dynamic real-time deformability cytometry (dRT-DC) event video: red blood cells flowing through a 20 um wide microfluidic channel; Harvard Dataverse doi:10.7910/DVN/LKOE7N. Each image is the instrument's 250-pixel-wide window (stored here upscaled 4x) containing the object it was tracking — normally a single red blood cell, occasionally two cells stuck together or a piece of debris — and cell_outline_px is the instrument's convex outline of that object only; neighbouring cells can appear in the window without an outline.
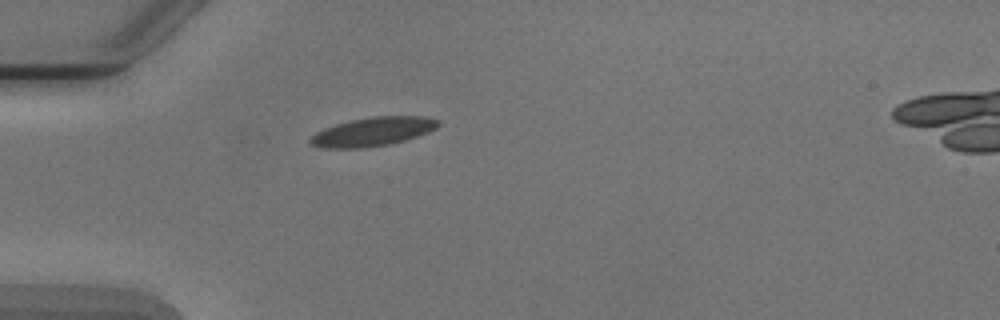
{"species": "Egyptian fruit bat (a non-hibernating species)", "species_latin": "Rousettus aegyptiacus", "temperature_condition": "cold", "stored_images_in_passage": 1, "camera_frame_rate_fps": 3000, "um_per_image_px": 0.085, "animal": {"sex": "male"}, "frame": {"image": 1, "passage_image": 1, "time_ms": 0.0, "image_size_px": [1000, 320], "cell_outline_px": [[440, 124], [436, 128], [428, 132], [392, 144], [364, 148], [320, 148], [312, 144], [308, 140], [316, 132], [324, 128], [336, 124], [352, 120], [372, 116], [424, 116], [436, 120]], "centroid_in_image_um": [31.67, 11.2], "position_along_channel_um": 53.3, "area_um2": 21.39}}